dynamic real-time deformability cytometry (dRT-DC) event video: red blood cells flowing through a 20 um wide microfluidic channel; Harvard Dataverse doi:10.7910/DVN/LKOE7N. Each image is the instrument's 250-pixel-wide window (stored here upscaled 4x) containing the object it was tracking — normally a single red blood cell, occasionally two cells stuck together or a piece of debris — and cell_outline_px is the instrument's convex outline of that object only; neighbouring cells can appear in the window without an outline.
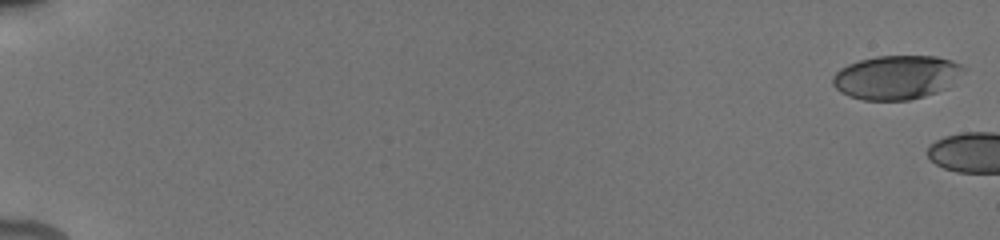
{"species": "human", "species_latin": "Homo sapiens", "temperature_condition": "cold", "stored_images_in_passage": 3, "camera_frame_rate_fps": 3000, "um_per_image_px": 0.085, "donor": {"sex": "male"}, "frame": {"image": 1, "passage_image": 1, "time_ms": 0.0, "image_size_px": [1000, 240], "cell_outline_px": [[968, 68], [948, 88], [924, 96], [908, 100], [864, 100], [848, 96], [840, 92], [832, 84], [832, 76], [840, 68], [848, 64], [860, 60], [876, 56], [936, 56], [952, 60]], "centroid_in_image_um": [76.21, 6.56], "position_along_channel_um": 8.8, "area_um2": 33.76}}